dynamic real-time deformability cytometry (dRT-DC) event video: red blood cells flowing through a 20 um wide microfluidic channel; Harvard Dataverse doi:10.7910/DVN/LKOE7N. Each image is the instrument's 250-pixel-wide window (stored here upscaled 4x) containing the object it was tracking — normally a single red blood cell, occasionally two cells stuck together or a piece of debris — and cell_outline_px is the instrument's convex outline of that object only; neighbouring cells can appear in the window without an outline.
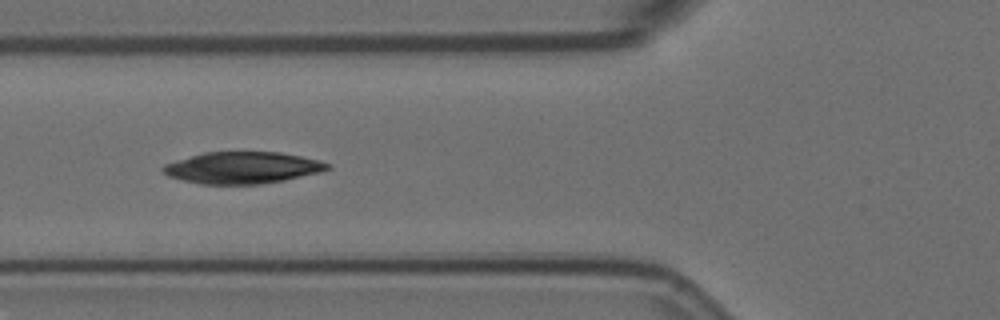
{"species": "Egyptian fruit bat (a non-hibernating species)", "species_latin": "Rousettus aegyptiacus", "temperature_condition": "room temperature", "stored_images_in_passage": 8, "camera_frame_rate_fps": 3000, "um_per_image_px": 0.085, "animal": {"sex": "female"}, "frame": {"image": 1, "passage_image": 7, "time_ms": 2.0, "image_size_px": [1000, 320], "cell_outline_px": [[332, 168], [320, 172], [284, 180], [260, 184], [200, 184], [168, 176], [160, 168], [164, 164], [176, 160], [204, 152], [280, 152], [320, 160], [332, 164]], "centroid_in_image_um": [20.63, 14.25], "position_along_channel_um": 105.2, "area_um2": 30.4}}
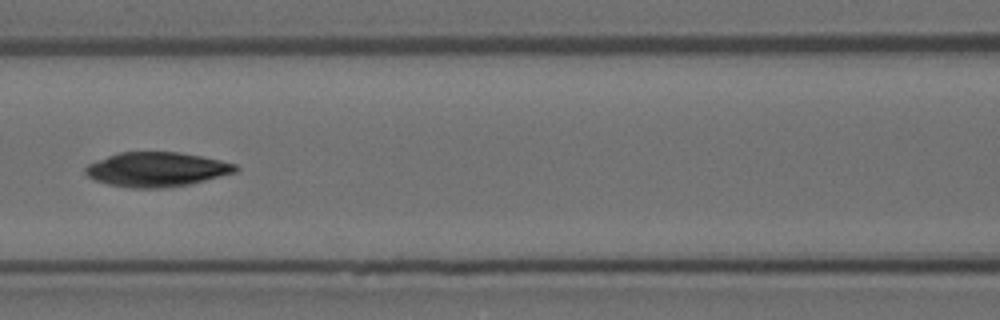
{"frame": {"image": 2, "passage_image": 8, "time_ms": 2.333, "image_size_px": [1000, 320], "cell_outline_px": [[240, 168], [236, 172], [188, 184], [164, 188], [132, 188], [108, 184], [96, 180], [88, 176], [84, 172], [84, 168], [88, 164], [108, 156], [120, 152], [180, 152], [220, 160], [236, 164]], "centroid_in_image_um": [13.31, 14.4], "position_along_channel_um": 153.3, "area_um2": 29.94}}